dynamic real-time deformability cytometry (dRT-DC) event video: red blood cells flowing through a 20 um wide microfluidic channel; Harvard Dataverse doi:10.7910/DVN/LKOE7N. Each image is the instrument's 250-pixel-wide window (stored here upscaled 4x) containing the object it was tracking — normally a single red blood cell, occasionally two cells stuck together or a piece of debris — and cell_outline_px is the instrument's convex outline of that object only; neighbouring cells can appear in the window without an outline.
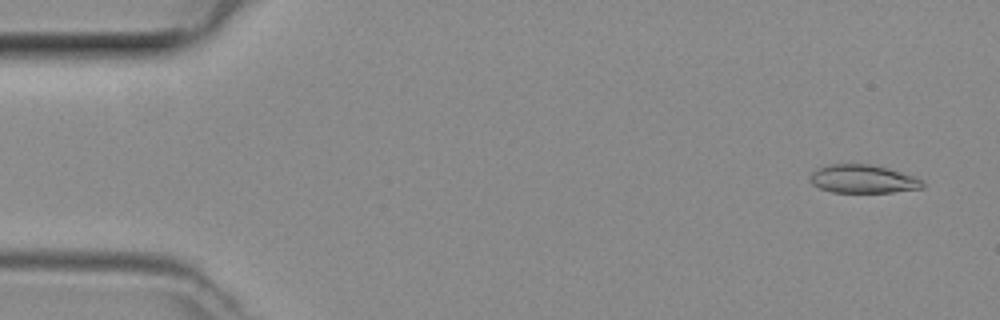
{"species": "common noctule bat (a hibernating species)", "species_latin": "Nyctalus noctula", "temperature_condition": "room temperature", "stored_images_in_passage": 48, "camera_frame_rate_fps": 3000, "um_per_image_px": 0.085, "animal": {"sex": "female", "body_mass_g": 29.2, "forearm_length_mm": 56.3}, "frame": {"image": 1, "passage_image": 3, "time_ms": 0.667, "image_size_px": [1000, 320], "cell_outline_px": [[924, 188], [892, 192], [832, 192], [820, 188], [812, 184], [808, 180], [808, 176], [816, 168], [828, 164], [868, 164], [888, 168], [924, 180]], "centroid_in_image_um": [73.31, 15.21], "position_along_channel_um": 11.7, "area_um2": 18.67}}
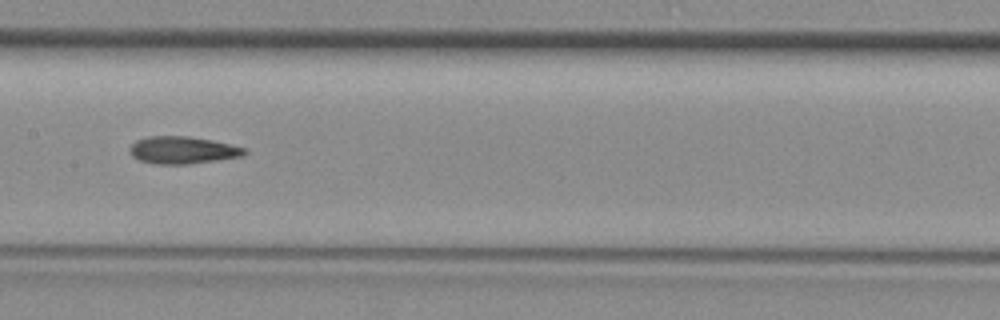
{"frame": {"image": 2, "passage_image": 24, "time_ms": 7.667, "image_size_px": [1000, 320], "cell_outline_px": [[248, 152], [244, 156], [188, 164], [152, 164], [140, 160], [132, 156], [128, 148], [136, 140], [148, 136], [188, 136], [212, 140], [248, 148]], "centroid_in_image_um": [15.54, 12.76], "position_along_channel_um": 191.9, "area_um2": 18.44}}
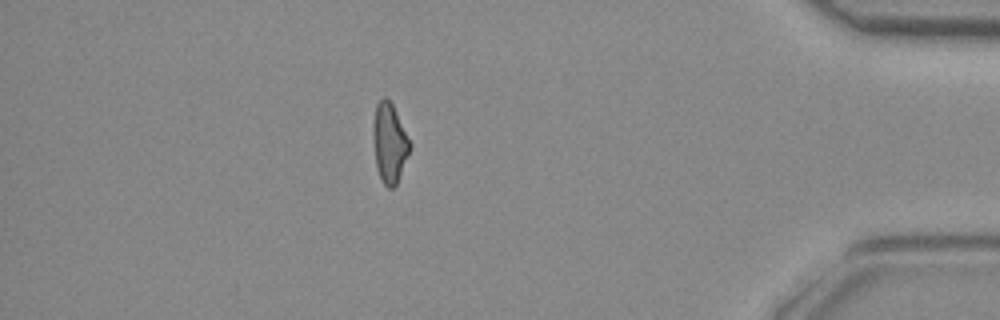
{"frame": {"image": 3, "passage_image": 42, "time_ms": 13.667, "image_size_px": [1000, 320], "cell_outline_px": [[412, 144], [396, 184], [392, 188], [388, 188], [384, 184], [376, 168], [372, 136], [372, 124], [376, 104], [384, 96], [392, 104]], "centroid_in_image_um": [33.08, 12.13], "position_along_channel_um": 402.1, "area_um2": 16.94}}